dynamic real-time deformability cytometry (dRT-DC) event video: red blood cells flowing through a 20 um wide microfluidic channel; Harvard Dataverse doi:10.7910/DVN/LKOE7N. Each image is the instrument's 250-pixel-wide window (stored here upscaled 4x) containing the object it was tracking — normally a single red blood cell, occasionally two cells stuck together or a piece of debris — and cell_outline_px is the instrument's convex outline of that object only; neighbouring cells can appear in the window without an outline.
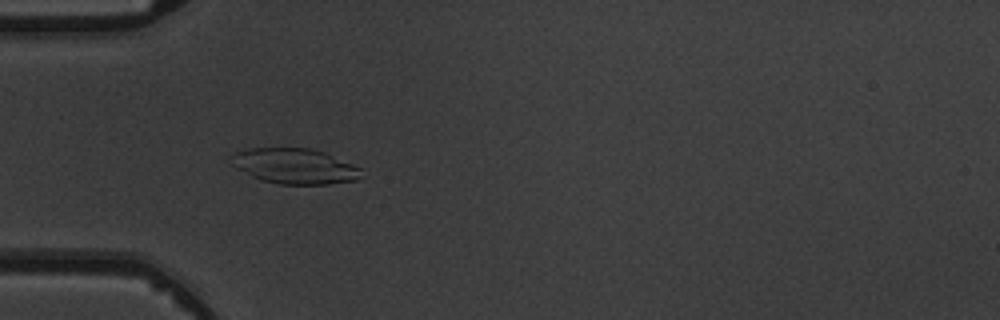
{"species": "common noctule bat (a hibernating species)", "species_latin": "Nyctalus noctula", "temperature_condition": "warm", "stored_images_in_passage": 7, "camera_frame_rate_fps": 3000, "um_per_image_px": 0.085, "animal": {"sex": "male", "body_mass_g": 19.5, "forearm_length_mm": 54.6}, "frame": {"image": 1, "passage_image": 5, "time_ms": 5.333, "image_size_px": [1000, 320], "cell_outline_px": [[364, 176], [356, 180], [328, 184], [280, 184], [260, 180], [228, 164], [232, 156], [236, 152], [248, 148], [312, 148], [324, 152], [352, 164], [360, 168]], "centroid_in_image_um": [25.03, 14.12], "position_along_channel_um": 60.0, "area_um2": 26.93}}
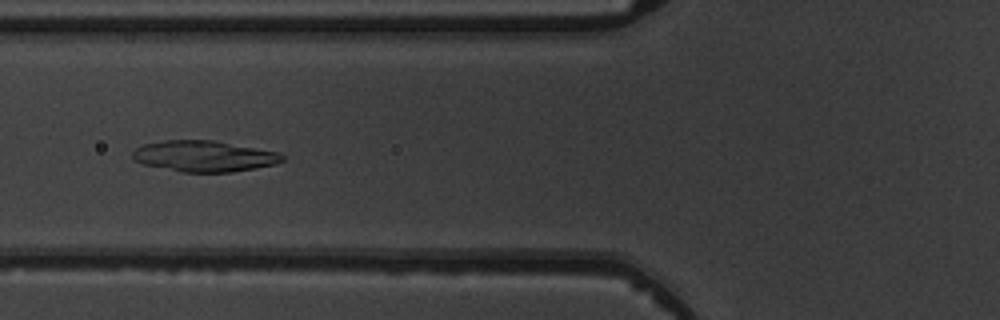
{"frame": {"image": 2, "passage_image": 6, "time_ms": 6.667, "image_size_px": [1000, 320], "cell_outline_px": [[284, 160], [276, 164], [256, 168], [232, 172], [180, 172], [144, 164], [132, 160], [132, 152], [136, 148], [144, 144], [164, 140], [212, 140], [280, 152], [284, 156]], "centroid_in_image_um": [17.35, 13.28], "position_along_channel_um": 108.4, "area_um2": 27.17}}
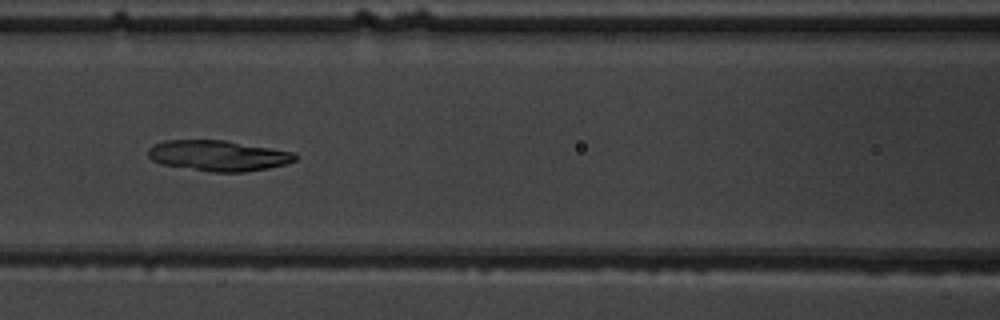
{"frame": {"image": 3, "passage_image": 7, "time_ms": 7.667, "image_size_px": [1000, 320], "cell_outline_px": [[296, 160], [288, 164], [268, 168], [244, 172], [212, 172], [160, 164], [152, 160], [148, 156], [148, 148], [152, 144], [164, 140], [224, 140], [296, 152]], "centroid_in_image_um": [18.55, 13.23], "position_along_channel_um": 148.1, "area_um2": 26.47}}